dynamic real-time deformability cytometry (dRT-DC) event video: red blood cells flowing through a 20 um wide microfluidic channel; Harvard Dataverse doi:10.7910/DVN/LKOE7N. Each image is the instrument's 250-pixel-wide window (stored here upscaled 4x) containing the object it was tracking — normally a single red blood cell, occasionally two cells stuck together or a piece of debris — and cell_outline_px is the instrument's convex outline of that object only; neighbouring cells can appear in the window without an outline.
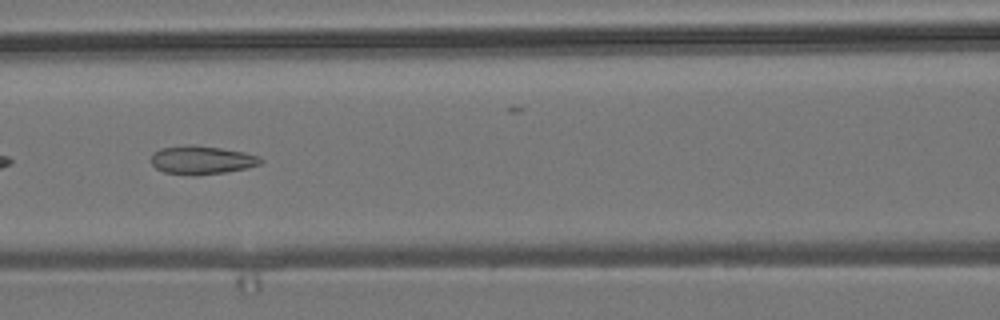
{"species": "common noctule bat (a hibernating species)", "species_latin": "Nyctalus noctula", "temperature_condition": "room temperature", "stored_images_in_passage": 9, "camera_frame_rate_fps": 3000, "um_per_image_px": 0.085, "animal": {"sex": "male", "body_mass_g": 19.2, "forearm_length_mm": 51.8}, "frame": {"image": 1, "passage_image": 7, "time_ms": 6.667, "image_size_px": [1000, 320], "cell_outline_px": [[264, 160], [260, 164], [244, 168], [224, 172], [164, 172], [156, 168], [152, 164], [152, 152], [160, 148], [188, 144], [192, 144], [220, 148], [244, 152], [260, 156]], "centroid_in_image_um": [17.15, 13.53], "position_along_channel_um": 149.4, "area_um2": 17.34}}
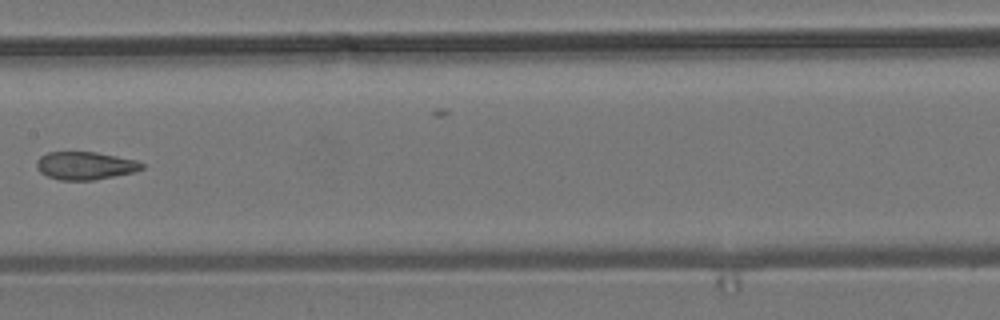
{"frame": {"image": 2, "passage_image": 8, "time_ms": 8.0, "image_size_px": [1000, 320], "cell_outline_px": [[144, 168], [136, 172], [92, 180], [60, 180], [48, 176], [40, 172], [36, 168], [36, 160], [40, 156], [48, 152], [96, 152], [136, 160], [144, 164]], "centroid_in_image_um": [7.24, 14.08], "position_along_channel_um": 200.2, "area_um2": 17.17}}
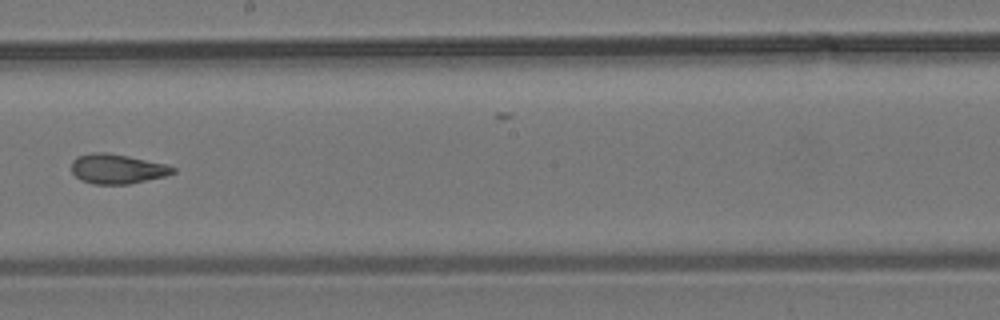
{"frame": {"image": 3, "passage_image": 9, "time_ms": 9.0, "image_size_px": [1000, 320], "cell_outline_px": [[176, 172], [164, 176], [128, 184], [92, 184], [80, 180], [72, 172], [72, 160], [76, 156], [92, 152], [108, 152], [128, 156], [164, 164], [176, 168]], "centroid_in_image_um": [9.91, 14.35], "position_along_channel_um": 238.3, "area_um2": 17.51}}